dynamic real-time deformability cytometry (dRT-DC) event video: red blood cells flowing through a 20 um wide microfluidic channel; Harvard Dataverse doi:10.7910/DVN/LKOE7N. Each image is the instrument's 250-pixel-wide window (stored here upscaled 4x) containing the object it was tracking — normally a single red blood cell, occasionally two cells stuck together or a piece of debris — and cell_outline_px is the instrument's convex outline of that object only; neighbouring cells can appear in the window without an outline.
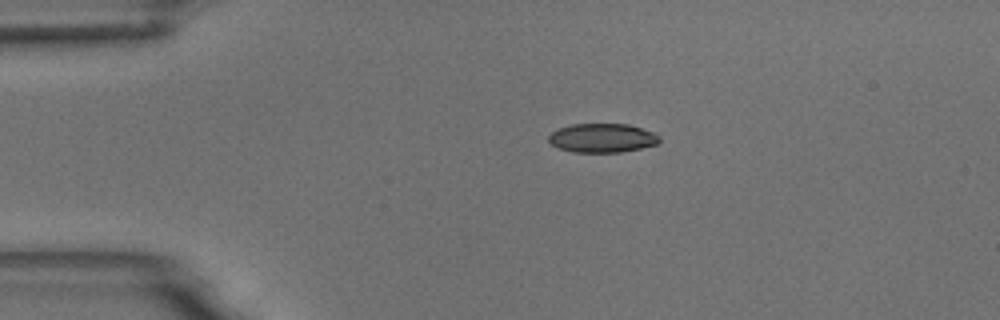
{"species": "common noctule bat (a hibernating species)", "species_latin": "Nyctalus noctula", "temperature_condition": "room temperature", "stored_images_in_passage": 2, "camera_frame_rate_fps": 3000, "um_per_image_px": 0.085, "animal": {"sex": "male", "body_mass_g": 18.8}, "frame": {"image": 1, "passage_image": 1, "time_ms": 0.0, "image_size_px": [1000, 320], "cell_outline_px": [[660, 140], [656, 144], [640, 148], [620, 152], [572, 152], [560, 148], [552, 144], [548, 140], [548, 136], [552, 132], [560, 128], [572, 124], [628, 124], [652, 132], [660, 136]], "centroid_in_image_um": [51.18, 11.73], "position_along_channel_um": 33.8, "area_um2": 18.5}}